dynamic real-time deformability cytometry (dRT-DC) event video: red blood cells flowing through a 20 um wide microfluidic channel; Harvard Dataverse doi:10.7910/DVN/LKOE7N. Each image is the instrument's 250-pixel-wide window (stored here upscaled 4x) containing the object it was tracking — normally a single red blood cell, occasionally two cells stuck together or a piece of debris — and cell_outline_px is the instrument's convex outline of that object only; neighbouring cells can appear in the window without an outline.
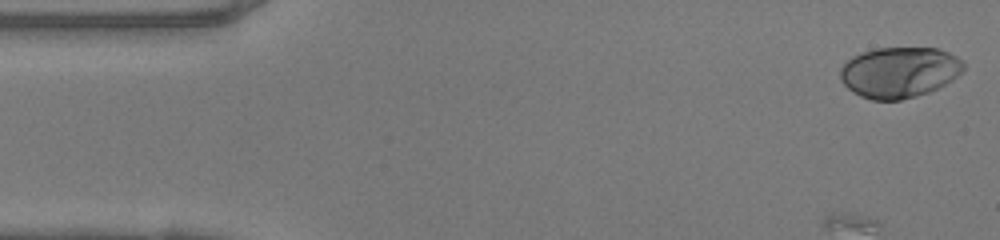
{"species": "human", "species_latin": "Homo sapiens", "temperature_condition": "warm", "stored_images_in_passage": 32, "camera_frame_rate_fps": 3000, "um_per_image_px": 0.085, "donor": {"sex": "female"}, "frame": {"image": 1, "passage_image": 1, "time_ms": 0.0, "image_size_px": [1000, 240], "cell_outline_px": [[964, 68], [952, 80], [928, 92], [916, 96], [900, 100], [872, 100], [860, 96], [852, 92], [840, 80], [840, 68], [852, 56], [876, 48], [936, 48], [948, 52], [956, 56], [964, 64]], "centroid_in_image_um": [76.41, 6.15], "position_along_channel_um": 8.6, "area_um2": 36.3}}
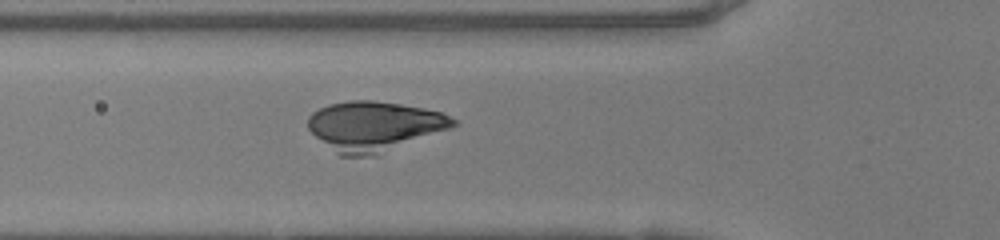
{"frame": {"image": 2, "passage_image": 16, "time_ms": 5.0, "image_size_px": [1000, 240], "cell_outline_px": [[460, 124], [452, 128], [376, 156], [340, 156], [316, 136], [308, 128], [308, 116], [312, 112], [328, 104], [348, 100], [372, 100], [400, 104], [424, 108], [440, 112], [456, 120]], "centroid_in_image_um": [31.84, 10.73], "position_along_channel_um": 94.0, "area_um2": 42.25}}
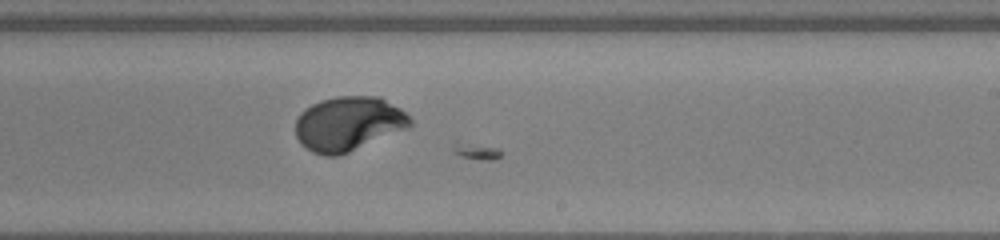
{"frame": {"image": 3, "passage_image": 28, "time_ms": 9.0, "image_size_px": [1000, 240], "cell_outline_px": [[412, 124], [408, 128], [340, 156], [324, 156], [312, 152], [300, 144], [296, 136], [296, 120], [300, 112], [312, 104], [320, 100], [336, 96], [380, 96], [400, 108], [412, 120]], "centroid_in_image_um": [29.6, 10.52], "position_along_channel_um": 259.4, "area_um2": 36.59}}